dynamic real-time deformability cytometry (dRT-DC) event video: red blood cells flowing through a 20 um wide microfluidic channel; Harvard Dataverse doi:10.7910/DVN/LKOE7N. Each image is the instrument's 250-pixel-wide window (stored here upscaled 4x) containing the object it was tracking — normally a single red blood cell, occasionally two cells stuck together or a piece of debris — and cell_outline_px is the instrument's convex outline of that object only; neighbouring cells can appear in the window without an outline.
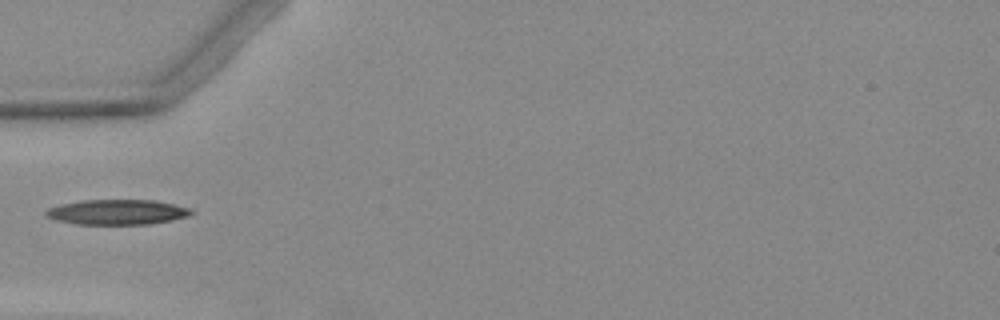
{"species": "Egyptian fruit bat (a non-hibernating species)", "species_latin": "Rousettus aegyptiacus", "temperature_condition": "warm", "stored_images_in_passage": 1, "camera_frame_rate_fps": 3000, "um_per_image_px": 0.085, "animal": {"sex": "female"}, "frame": {"image": 1, "passage_image": 1, "time_ms": 0.0, "image_size_px": [1000, 320], "cell_outline_px": [[196, 212], [188, 216], [172, 220], [148, 224], [76, 224], [56, 220], [44, 216], [44, 212], [48, 208], [60, 204], [80, 200], [156, 200], [192, 208]], "centroid_in_image_um": [9.97, 18.02], "position_along_channel_um": 75.0, "area_um2": 21.5}}